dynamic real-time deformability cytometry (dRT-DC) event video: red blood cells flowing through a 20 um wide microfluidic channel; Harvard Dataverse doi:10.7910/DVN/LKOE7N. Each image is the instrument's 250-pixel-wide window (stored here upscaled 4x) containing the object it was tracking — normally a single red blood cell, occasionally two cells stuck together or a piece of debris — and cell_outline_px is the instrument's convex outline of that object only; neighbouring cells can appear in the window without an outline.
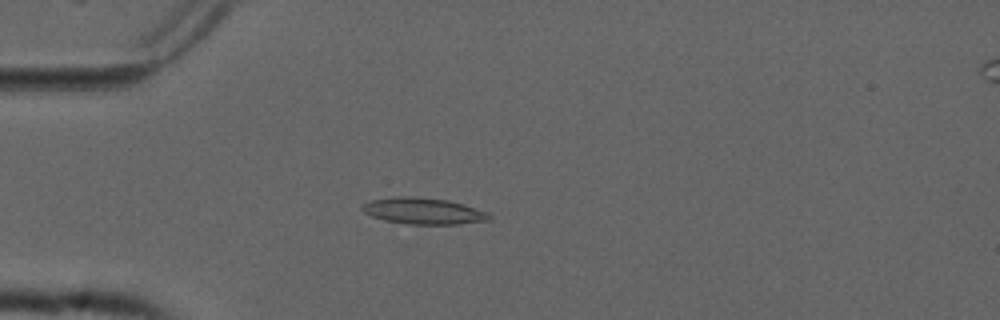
{"species": "common noctule bat (a hibernating species)", "species_latin": "Nyctalus noctula", "temperature_condition": "cold", "stored_images_in_passage": 53, "camera_frame_rate_fps": 3000, "um_per_image_px": 0.085, "animal": {"sex": "male", "forearm_length_mm": 52.5}, "frame": {"image": 1, "passage_image": 14, "time_ms": 4.333, "image_size_px": [1000, 320], "cell_outline_px": [[492, 220], [460, 224], [408, 224], [384, 220], [372, 216], [364, 212], [360, 208], [368, 200], [392, 196], [416, 196], [448, 200], [464, 204], [488, 212], [492, 216]], "centroid_in_image_um": [36.0, 17.92], "position_along_channel_um": 49.0, "area_um2": 19.83}}
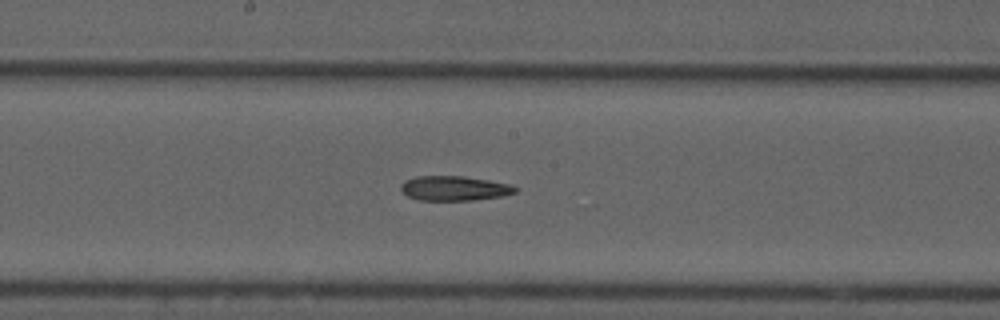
{"frame": {"image": 2, "passage_image": 28, "time_ms": 9.0, "image_size_px": [1000, 320], "cell_outline_px": [[520, 188], [516, 192], [500, 196], [472, 200], [420, 200], [408, 196], [400, 188], [400, 184], [404, 180], [416, 176], [464, 176], [488, 180], [508, 184]], "centroid_in_image_um": [38.59, 16.0], "position_along_channel_um": 209.6, "area_um2": 16.36}}
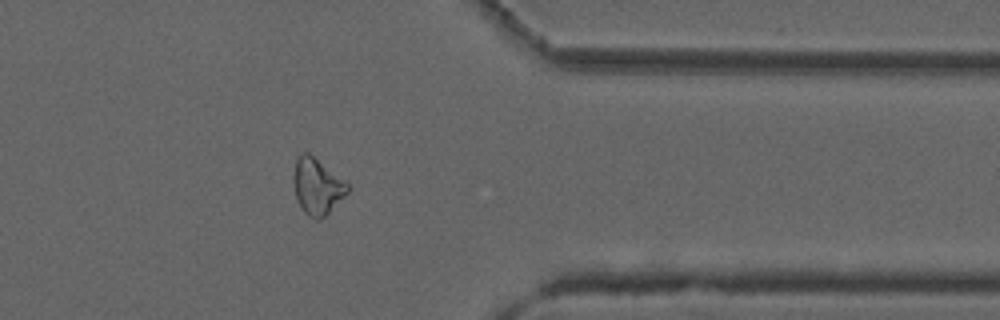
{"frame": {"image": 3, "passage_image": 43, "time_ms": 14.0, "image_size_px": [1000, 320], "cell_outline_px": [[348, 192], [320, 220], [316, 220], [308, 216], [300, 208], [296, 196], [292, 180], [292, 176], [296, 156], [300, 152], [308, 152], [344, 180], [348, 184]], "centroid_in_image_um": [26.9, 15.82], "position_along_channel_um": 384.5, "area_um2": 17.69}, "authors_computed_cell_mechanics": {"area_um2": 18.0336, "velocity_mm_per_s": 3.7521, "shape_relaxation_time_tau1_ms": null, "shape_relaxation_time_tau2_ms": 8.5542, "deformation_change_tau1": null, "deformation_change_tau2": 0.1926}}